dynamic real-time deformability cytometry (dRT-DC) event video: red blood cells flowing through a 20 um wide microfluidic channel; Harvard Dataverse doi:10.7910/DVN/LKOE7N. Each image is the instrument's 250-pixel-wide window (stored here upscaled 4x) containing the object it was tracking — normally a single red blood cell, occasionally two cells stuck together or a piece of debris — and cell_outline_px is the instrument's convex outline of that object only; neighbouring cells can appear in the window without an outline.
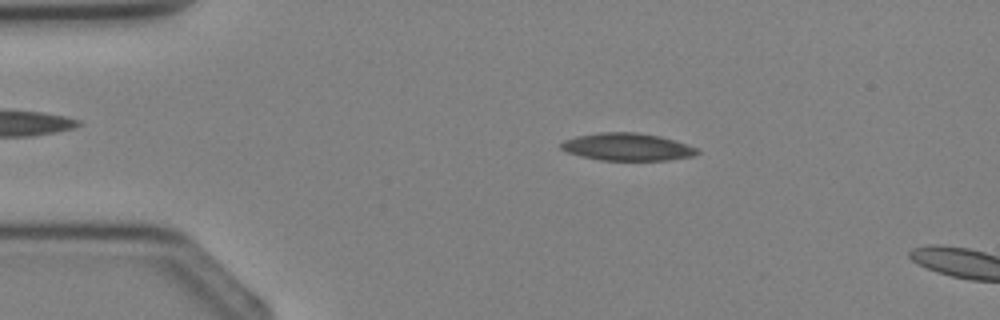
{"species": "Egyptian fruit bat (a non-hibernating species)", "species_latin": "Rousettus aegyptiacus", "temperature_condition": "cold", "stored_images_in_passage": 3, "camera_frame_rate_fps": 3000, "um_per_image_px": 0.085, "animal": {"sex": "female"}, "frame": {"image": 1, "passage_image": 2, "time_ms": 1.0, "image_size_px": [1000, 320], "cell_outline_px": [[700, 152], [692, 156], [668, 160], [600, 160], [580, 156], [568, 152], [560, 148], [560, 144], [564, 140], [576, 136], [600, 132], [636, 132], [660, 136], [700, 148]], "centroid_in_image_um": [53.32, 12.48], "position_along_channel_um": 31.7, "area_um2": 21.85}}